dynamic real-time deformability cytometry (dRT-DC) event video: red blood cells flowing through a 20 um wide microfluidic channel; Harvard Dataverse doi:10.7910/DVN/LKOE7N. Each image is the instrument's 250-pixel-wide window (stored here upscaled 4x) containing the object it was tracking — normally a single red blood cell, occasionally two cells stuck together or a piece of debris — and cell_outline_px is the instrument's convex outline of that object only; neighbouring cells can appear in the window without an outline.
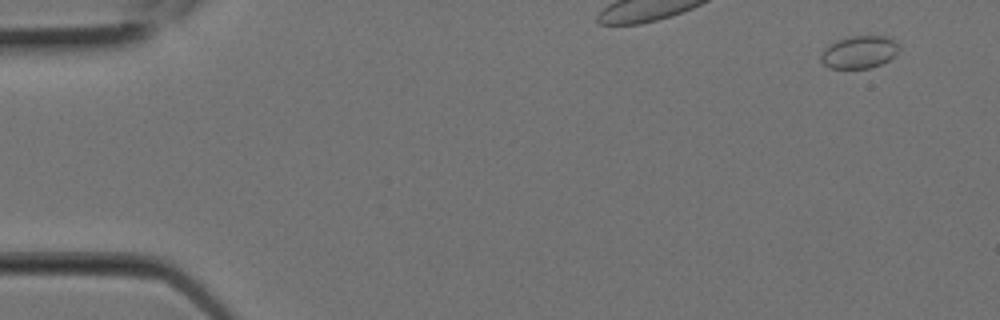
{"species": "Egyptian fruit bat (a non-hibernating species)", "species_latin": "Rousettus aegyptiacus", "temperature_condition": "room temperature", "stored_images_in_passage": 9, "camera_frame_rate_fps": 3000, "um_per_image_px": 0.085, "animal": {"sex": "female"}, "frame": {"image": 1, "passage_image": 1, "time_ms": 0.0, "image_size_px": [1000, 320], "cell_outline_px": [[900, 48], [888, 60], [880, 64], [868, 68], [828, 68], [820, 60], [820, 52], [824, 48], [836, 40], [852, 36], [888, 36]], "centroid_in_image_um": [72.97, 4.42], "position_along_channel_um": 12.0, "area_um2": 14.68}}
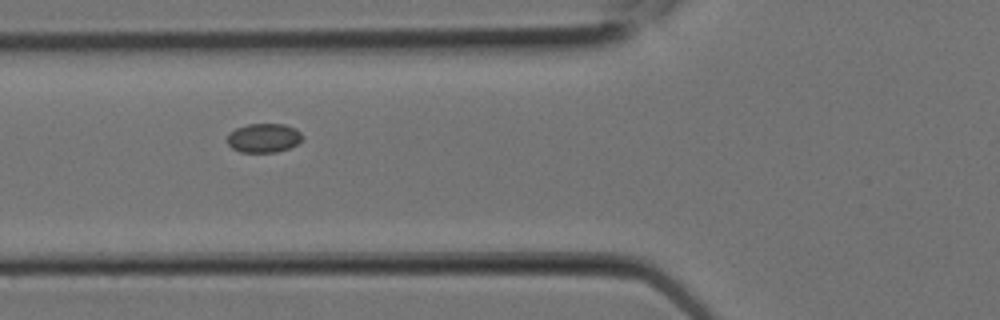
{"frame": {"image": 2, "passage_image": 8, "time_ms": 2.333, "image_size_px": [1000, 320], "cell_outline_px": [[304, 136], [296, 144], [288, 148], [276, 152], [240, 152], [232, 148], [228, 144], [228, 132], [236, 128], [248, 124], [284, 124], [296, 128]], "centroid_in_image_um": [22.41, 11.72], "position_along_channel_um": 103.4, "area_um2": 12.72}}
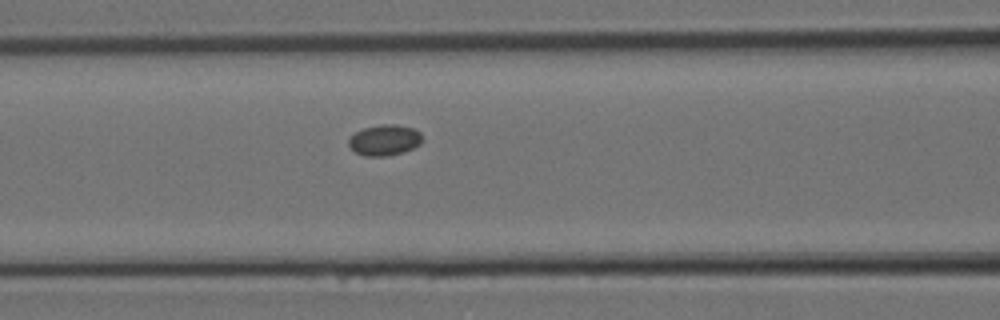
{"frame": {"image": 3, "passage_image": 9, "time_ms": 2.667, "image_size_px": [1000, 320], "cell_outline_px": [[420, 144], [404, 152], [388, 156], [364, 156], [356, 152], [348, 144], [348, 140], [356, 132], [364, 128], [384, 124], [396, 124], [412, 128], [420, 132]], "centroid_in_image_um": [32.68, 11.91], "position_along_channel_um": 133.9, "area_um2": 13.01}}